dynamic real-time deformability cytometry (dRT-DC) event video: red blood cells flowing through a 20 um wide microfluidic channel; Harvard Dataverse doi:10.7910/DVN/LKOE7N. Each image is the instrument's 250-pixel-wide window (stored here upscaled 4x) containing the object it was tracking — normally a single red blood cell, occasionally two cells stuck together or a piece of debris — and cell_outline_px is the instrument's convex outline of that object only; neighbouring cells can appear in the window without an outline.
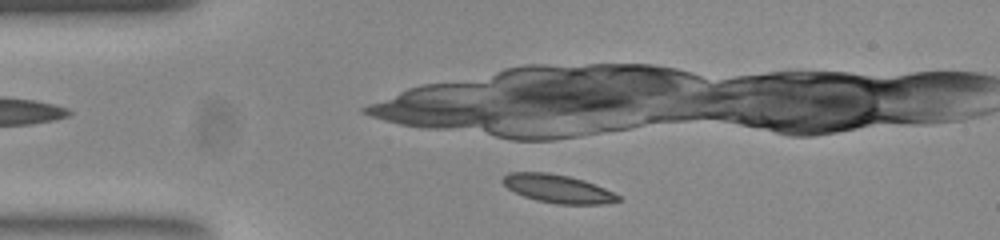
{"species": "common noctule bat (a hibernating species)", "species_latin": "Nyctalus noctula", "temperature_condition": "room temperature", "stored_images_in_passage": 4, "camera_frame_rate_fps": 3000, "um_per_image_px": 0.085, "animal": {"sex": "female", "body_mass_g": 23.0, "forearm_length_mm": 53.4}, "frame": {"image": 1, "passage_image": 3, "time_ms": 0.667, "image_size_px": [1000, 240], "cell_outline_px": [[620, 200], [600, 204], [556, 204], [536, 200], [524, 196], [508, 188], [500, 180], [504, 176], [512, 172], [548, 172], [568, 176], [584, 180], [604, 188], [620, 196]], "centroid_in_image_um": [47.39, 16.03], "position_along_channel_um": 37.6, "area_um2": 18.79}}